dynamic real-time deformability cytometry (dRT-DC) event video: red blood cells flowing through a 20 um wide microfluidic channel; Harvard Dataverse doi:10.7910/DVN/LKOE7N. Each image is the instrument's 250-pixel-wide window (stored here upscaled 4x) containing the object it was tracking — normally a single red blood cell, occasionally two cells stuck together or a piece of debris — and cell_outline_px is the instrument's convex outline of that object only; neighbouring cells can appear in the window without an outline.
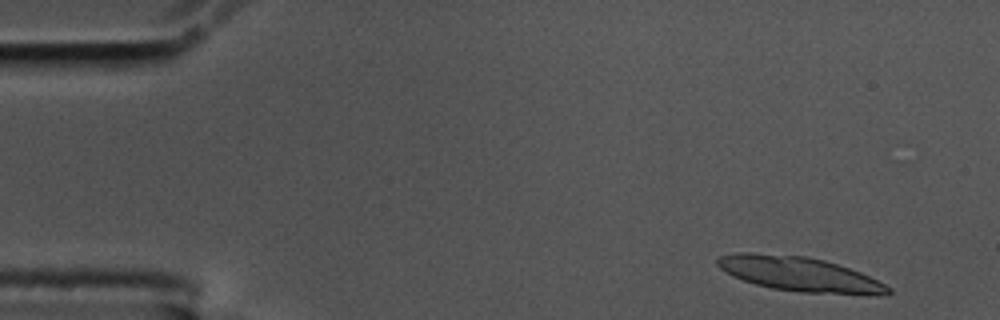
{"species": "common noctule bat (a hibernating species)", "species_latin": "Nyctalus noctula", "temperature_condition": "cold", "stored_images_in_passage": 55, "segment_of_instrument_passage": [1, 2], "camera_frame_rate_fps": 3000, "um_per_image_px": 0.085, "animal": {"sex": "male", "body_mass_g": 17.5, "forearm_length_mm": 52.3}, "frame": {"image": 1, "passage_image": 3, "time_ms": 0.667, "image_size_px": [1000, 320], "cell_outline_px": [[892, 292], [868, 296], [800, 292], [772, 288], [756, 284], [732, 276], [720, 268], [716, 264], [716, 260], [720, 256], [736, 252], [748, 252], [808, 256], [824, 260], [860, 272], [892, 288]], "centroid_in_image_um": [67.96, 23.31], "position_along_channel_um": 17.0, "area_um2": 34.45}}